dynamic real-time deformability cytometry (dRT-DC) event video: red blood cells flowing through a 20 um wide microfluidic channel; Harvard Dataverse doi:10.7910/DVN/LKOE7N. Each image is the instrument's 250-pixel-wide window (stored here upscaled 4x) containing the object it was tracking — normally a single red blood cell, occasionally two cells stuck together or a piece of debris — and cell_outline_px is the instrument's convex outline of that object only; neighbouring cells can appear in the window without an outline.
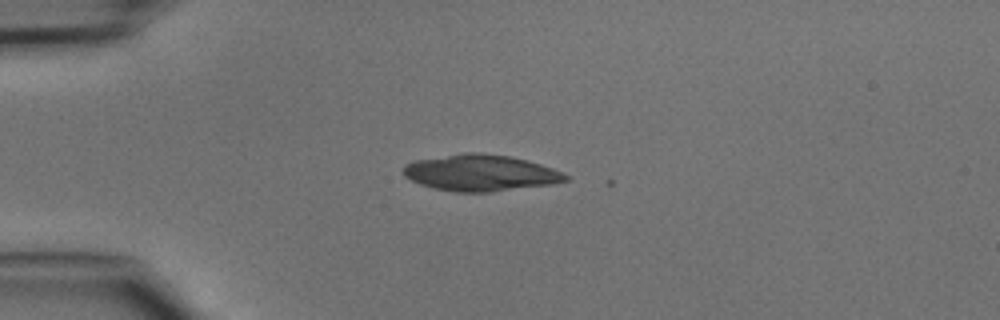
{"species": "common noctule bat (a hibernating species)", "species_latin": "Nyctalus noctula", "temperature_condition": "cold", "stored_images_in_passage": 3, "camera_frame_rate_fps": 3000, "um_per_image_px": 0.085, "animal": {"sex": "male", "body_mass_g": 15.6}, "frame": {"image": 1, "passage_image": 2, "time_ms": 0.333, "image_size_px": [1000, 320], "cell_outline_px": [[568, 180], [552, 184], [492, 192], [452, 192], [432, 188], [420, 184], [404, 176], [404, 164], [416, 160], [464, 152], [480, 152], [512, 156], [540, 164], [552, 168], [568, 176]], "centroid_in_image_um": [40.82, 14.69], "position_along_channel_um": 44.2, "area_um2": 34.45}}